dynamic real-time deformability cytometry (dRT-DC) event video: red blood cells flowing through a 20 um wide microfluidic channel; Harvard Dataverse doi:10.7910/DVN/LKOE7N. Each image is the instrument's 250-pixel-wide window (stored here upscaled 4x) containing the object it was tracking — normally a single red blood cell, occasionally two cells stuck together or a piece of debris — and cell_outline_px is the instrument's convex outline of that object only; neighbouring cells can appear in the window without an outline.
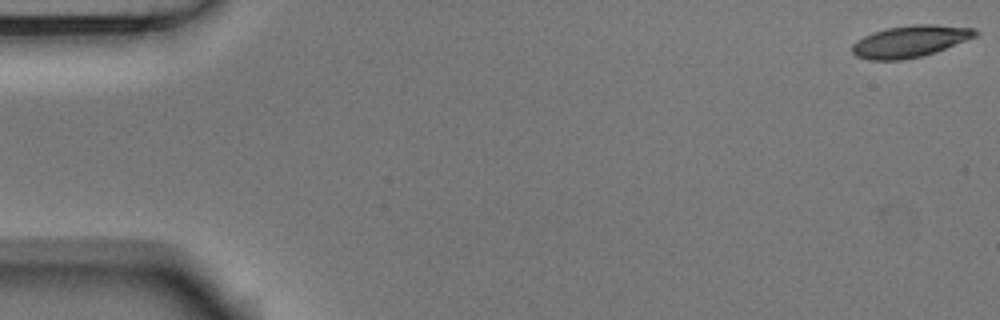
{"species": "Egyptian fruit bat (a non-hibernating species)", "species_latin": "Rousettus aegyptiacus", "temperature_condition": "room temperature", "stored_images_in_passage": 55, "camera_frame_rate_fps": 3000, "um_per_image_px": 0.085, "animal": {"sex": "male"}, "frame": {"image": 1, "passage_image": 1, "time_ms": 0.0, "image_size_px": [1000, 320], "cell_outline_px": [[980, 32], [976, 36], [936, 52], [924, 56], [900, 60], [868, 60], [856, 56], [852, 52], [852, 44], [856, 40], [872, 32], [884, 28], [912, 24], [936, 24], [972, 28]], "centroid_in_image_um": [77.33, 3.51], "position_along_channel_um": 7.7, "area_um2": 23.0}}
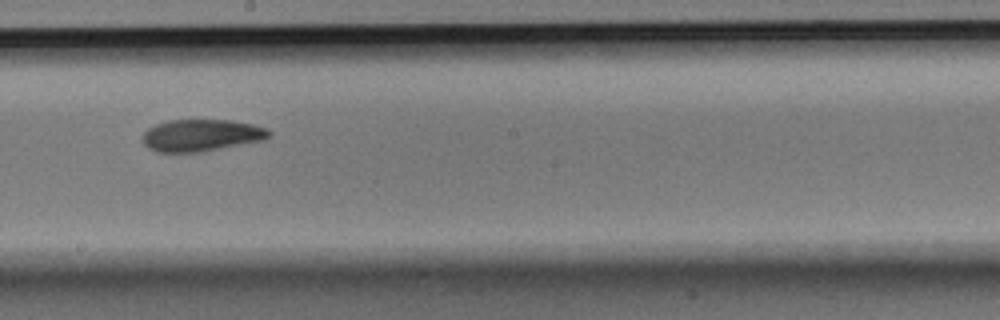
{"frame": {"image": 2, "passage_image": 31, "time_ms": 10.0, "image_size_px": [1000, 320], "cell_outline_px": [[272, 136], [264, 140], [200, 152], [156, 152], [148, 148], [144, 144], [140, 136], [148, 128], [156, 124], [168, 120], [228, 120], [252, 124], [268, 128], [272, 132]], "centroid_in_image_um": [17.11, 11.5], "position_along_channel_um": 231.1, "area_um2": 23.76}}
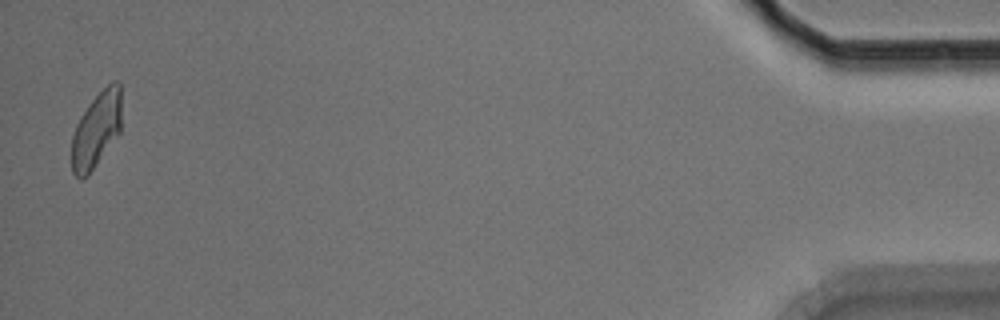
{"frame": {"image": 3, "passage_image": 54, "time_ms": 17.667, "image_size_px": [1000, 320], "cell_outline_px": [[120, 132], [88, 176], [80, 180], [72, 172], [72, 136], [76, 124], [80, 116], [88, 104], [112, 80], [116, 80], [120, 84]], "centroid_in_image_um": [8.17, 11.05], "position_along_channel_um": 427.0, "area_um2": 21.85}, "authors_computed_cell_mechanics": {"area_um2": 23.3512, "velocity_mm_per_s": 3.7271, "shape_relaxation_time_tau1_ms": 4.2788, "shape_relaxation_time_tau2_ms": 3.0121, "deformation_change_tau1": 0.1472, "deformation_change_tau2": 0.0837}}